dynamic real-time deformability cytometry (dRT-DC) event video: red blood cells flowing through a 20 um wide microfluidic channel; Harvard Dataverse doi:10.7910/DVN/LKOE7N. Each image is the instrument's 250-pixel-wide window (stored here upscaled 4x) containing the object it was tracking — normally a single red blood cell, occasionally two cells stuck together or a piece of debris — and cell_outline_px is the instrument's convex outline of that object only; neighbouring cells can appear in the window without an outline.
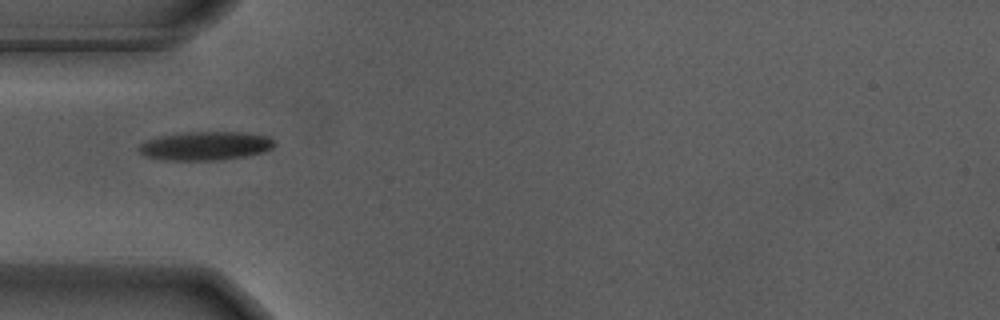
{"species": "Egyptian fruit bat (a non-hibernating species)", "species_latin": "Rousettus aegyptiacus", "temperature_condition": "warm", "stored_images_in_passage": 39, "camera_frame_rate_fps": 3000, "um_per_image_px": 0.085, "animal": {"sex": "male"}, "frame": {"image": 1, "passage_image": 1, "time_ms": 0.0, "image_size_px": [1000, 320], "cell_outline_px": [[276, 144], [272, 148], [264, 152], [244, 156], [220, 160], [164, 160], [144, 156], [136, 148], [144, 140], [164, 136], [188, 132], [244, 132], [268, 136]], "centroid_in_image_um": [17.45, 12.4], "position_along_channel_um": 67.5, "area_um2": 22.66}}
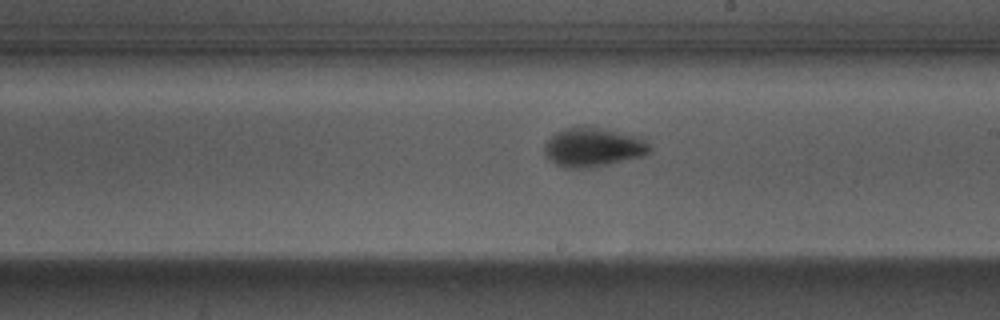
{"frame": {"image": 2, "passage_image": 15, "time_ms": 4.667, "image_size_px": [1000, 320], "cell_outline_px": [[652, 152], [644, 156], [608, 164], [588, 168], [564, 168], [556, 164], [544, 156], [544, 144], [556, 132], [564, 128], [600, 128], [644, 136], [652, 148]], "centroid_in_image_um": [50.47, 12.53], "position_along_channel_um": 238.5, "area_um2": 24.16}}
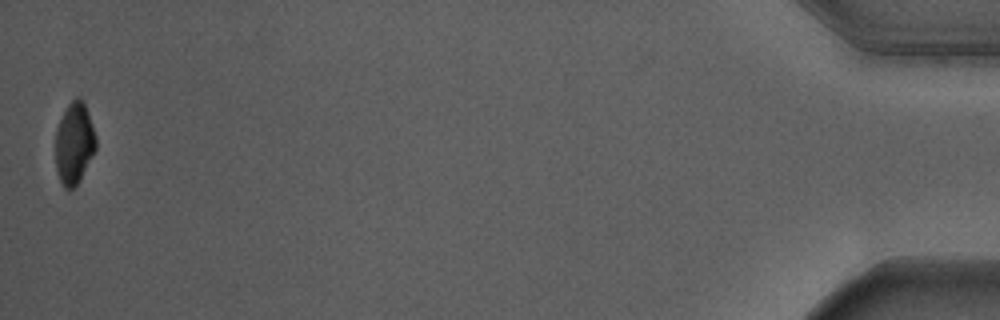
{"frame": {"image": 3, "passage_image": 39, "time_ms": 12.667, "image_size_px": [1000, 320], "cell_outline_px": [[96, 148], [80, 180], [68, 192], [64, 188], [60, 180], [56, 168], [56, 132], [60, 120], [68, 104], [76, 96], [80, 96], [84, 104], [92, 124], [96, 136]], "centroid_in_image_um": [6.31, 12.19], "position_along_channel_um": 428.9, "area_um2": 19.02}, "authors_computed_cell_mechanics": {"area_um2": 22.3686, "velocity_mm_per_s": 3.6593, "shape_relaxation_time_tau1_ms": 2.8497, "shape_relaxation_time_tau2_ms": null, "deformation_change_tau1": 0.1835, "deformation_change_tau2": null}}